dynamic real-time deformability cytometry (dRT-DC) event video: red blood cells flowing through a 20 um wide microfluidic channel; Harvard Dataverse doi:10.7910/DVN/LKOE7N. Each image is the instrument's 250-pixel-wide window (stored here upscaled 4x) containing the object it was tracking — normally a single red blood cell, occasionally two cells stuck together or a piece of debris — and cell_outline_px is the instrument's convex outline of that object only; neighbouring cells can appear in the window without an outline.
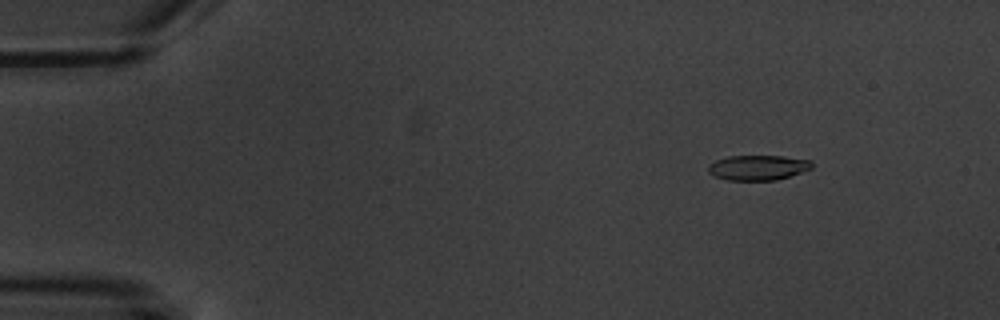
{"species": "common noctule bat (a hibernating species)", "species_latin": "Nyctalus noctula", "temperature_condition": "warm", "stored_images_in_passage": 4, "camera_frame_rate_fps": 3000, "um_per_image_px": 0.085, "animal": {"sex": "male", "body_mass_g": 20.1, "forearm_length_mm": 53.5}, "frame": {"image": 1, "passage_image": 1, "time_ms": 0.0, "image_size_px": [1000, 320], "cell_outline_px": [[812, 168], [776, 180], [728, 180], [716, 176], [708, 172], [708, 164], [716, 160], [728, 156], [784, 156], [812, 160]], "centroid_in_image_um": [64.42, 14.23], "position_along_channel_um": 20.6, "area_um2": 15.03}}
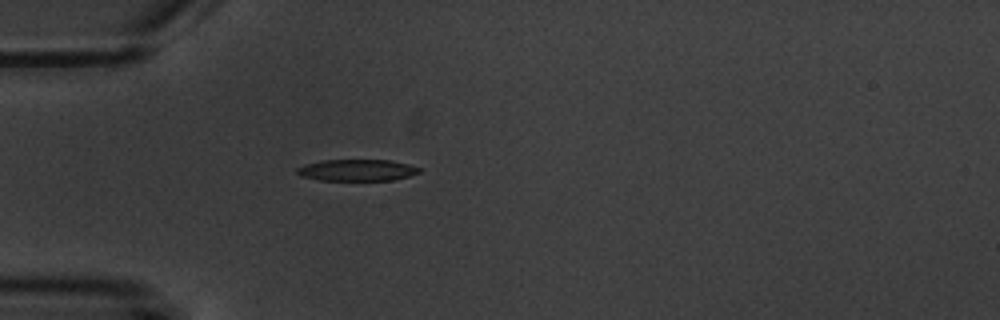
{"frame": {"image": 2, "passage_image": 4, "time_ms": 3.333, "image_size_px": [1000, 320], "cell_outline_px": [[420, 172], [408, 176], [392, 180], [320, 180], [300, 176], [296, 172], [296, 168], [304, 164], [320, 160], [388, 160], [408, 164], [420, 168]], "centroid_in_image_um": [30.29, 14.46], "position_along_channel_um": 54.7, "area_um2": 15.32}}